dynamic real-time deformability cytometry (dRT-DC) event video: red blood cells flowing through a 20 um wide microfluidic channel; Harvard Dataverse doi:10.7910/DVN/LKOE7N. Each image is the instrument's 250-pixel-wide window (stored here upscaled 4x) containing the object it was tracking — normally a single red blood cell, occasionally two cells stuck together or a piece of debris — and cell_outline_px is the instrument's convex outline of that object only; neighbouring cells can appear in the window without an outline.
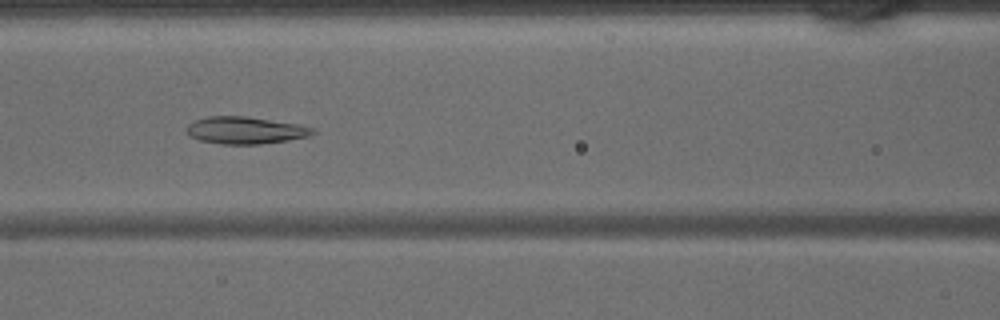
{"species": "common noctule bat (a hibernating species)", "species_latin": "Nyctalus noctula", "temperature_condition": "warm", "stored_images_in_passage": 44, "camera_frame_rate_fps": 3000, "um_per_image_px": 0.085, "animal": {"sex": "male", "body_mass_g": 15.6}, "frame": {"image": 1, "passage_image": 19, "time_ms": 6.0, "image_size_px": [1000, 320], "cell_outline_px": [[316, 132], [312, 136], [288, 140], [260, 144], [220, 144], [200, 140], [192, 136], [188, 132], [188, 124], [196, 120], [208, 116], [244, 116], [300, 124], [316, 128]], "centroid_in_image_um": [20.94, 11.07], "position_along_channel_um": 145.7, "area_um2": 19.94}}
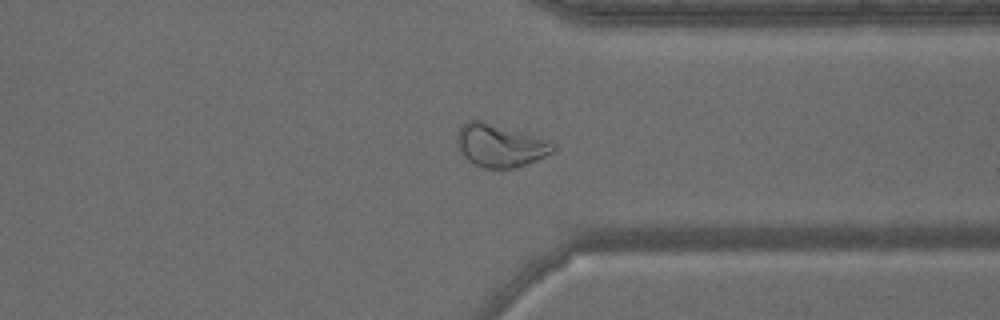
{"frame": {"image": 2, "passage_image": 34, "time_ms": 11.0, "image_size_px": [1000, 320], "cell_outline_px": [[556, 148], [552, 152], [536, 160], [516, 168], [484, 168], [468, 160], [464, 156], [456, 140], [456, 136], [460, 128], [468, 120], [484, 120], [552, 140], [556, 144]], "centroid_in_image_um": [42.55, 12.34], "position_along_channel_um": 368.8, "area_um2": 24.16}}
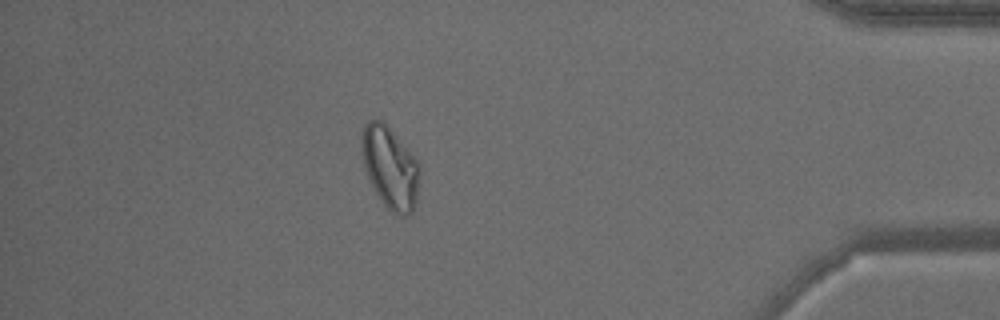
{"frame": {"image": 3, "passage_image": 39, "time_ms": 12.667, "image_size_px": [1000, 320], "cell_outline_px": [[420, 164], [416, 204], [412, 212], [404, 216], [400, 216], [392, 212], [384, 204], [376, 192], [368, 176], [364, 164], [360, 144], [360, 140], [364, 124], [368, 120], [384, 120]], "centroid_in_image_um": [33.16, 14.21], "position_along_channel_um": 402.0, "area_um2": 27.63}}